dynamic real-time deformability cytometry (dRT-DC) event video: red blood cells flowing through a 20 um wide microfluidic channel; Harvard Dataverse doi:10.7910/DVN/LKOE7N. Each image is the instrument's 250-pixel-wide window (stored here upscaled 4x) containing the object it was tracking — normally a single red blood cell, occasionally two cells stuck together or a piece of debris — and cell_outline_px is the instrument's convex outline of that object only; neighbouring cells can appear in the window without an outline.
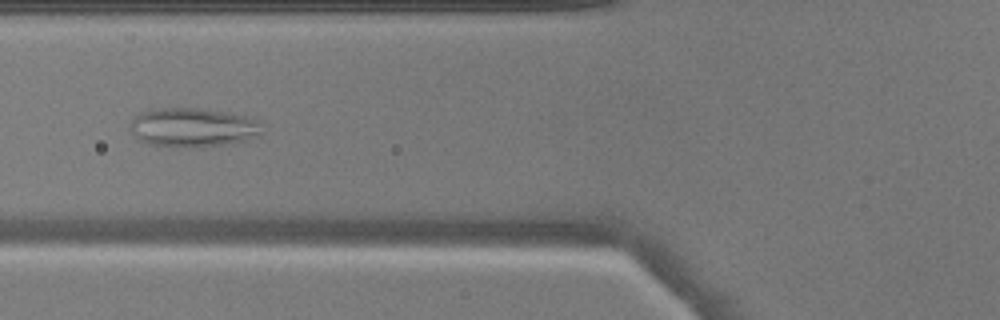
{"species": "common noctule bat (a hibernating species)", "species_latin": "Nyctalus noctula", "temperature_condition": "warm", "stored_images_in_passage": 51, "camera_frame_rate_fps": 3000, "um_per_image_px": 0.085, "animal": {"sex": "male", "body_mass_g": 17.9}, "frame": {"image": 1, "passage_image": 20, "time_ms": 6.333, "image_size_px": [1000, 320], "cell_outline_px": [[260, 132], [256, 136], [248, 140], [224, 144], [196, 148], [188, 148], [148, 144], [136, 140], [128, 128], [128, 124], [140, 112], [156, 108], [196, 108], [228, 112], [252, 116], [260, 120]], "centroid_in_image_um": [16.36, 10.83], "position_along_channel_um": 109.4, "area_um2": 30.63}}
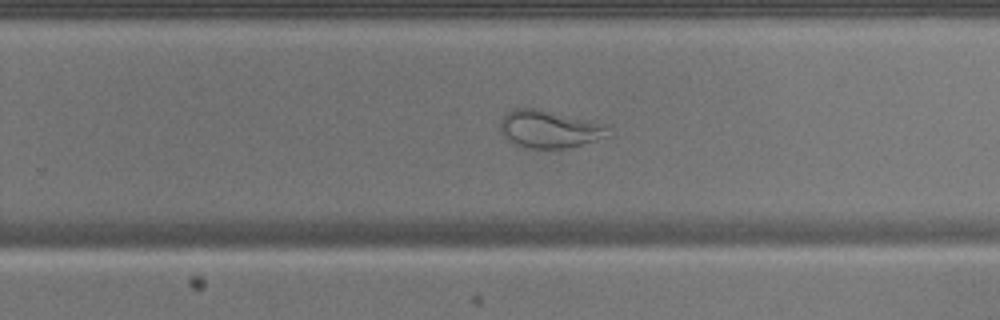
{"frame": {"image": 2, "passage_image": 33, "time_ms": 10.667, "image_size_px": [1000, 320], "cell_outline_px": [[608, 136], [580, 144], [564, 148], [528, 148], [516, 144], [508, 140], [500, 132], [500, 120], [512, 108], [536, 108], [608, 124]], "centroid_in_image_um": [46.67, 10.96], "position_along_channel_um": 283.1, "area_um2": 23.47}}
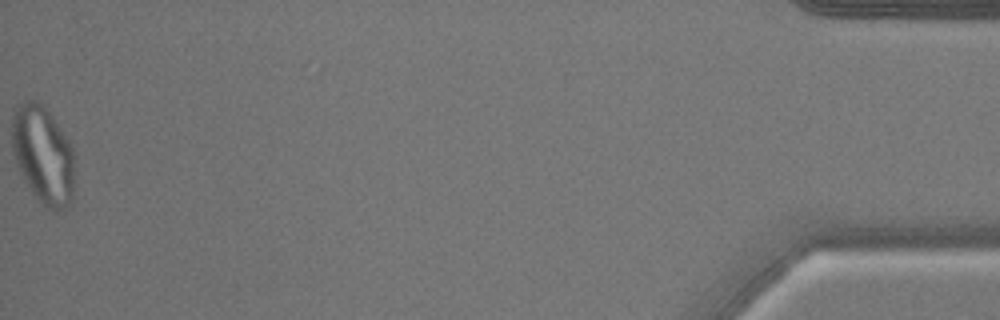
{"frame": {"image": 3, "passage_image": 51, "time_ms": 16.667, "image_size_px": [1000, 320], "cell_outline_px": [[72, 196], [68, 204], [64, 208], [56, 212], [48, 208], [32, 192], [24, 180], [20, 172], [12, 148], [12, 116], [16, 108], [24, 100], [36, 100], [52, 116], [68, 140], [72, 148]], "centroid_in_image_um": [3.63, 13.15], "position_along_channel_um": 431.6, "area_um2": 34.85}}